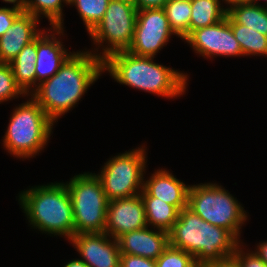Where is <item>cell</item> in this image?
Listing matches in <instances>:
<instances>
[{
    "label": "cell",
    "mask_w": 267,
    "mask_h": 267,
    "mask_svg": "<svg viewBox=\"0 0 267 267\" xmlns=\"http://www.w3.org/2000/svg\"><path fill=\"white\" fill-rule=\"evenodd\" d=\"M102 72L103 61L91 51H76L54 76L37 85L30 96L55 123L81 100Z\"/></svg>",
    "instance_id": "obj_1"
},
{
    "label": "cell",
    "mask_w": 267,
    "mask_h": 267,
    "mask_svg": "<svg viewBox=\"0 0 267 267\" xmlns=\"http://www.w3.org/2000/svg\"><path fill=\"white\" fill-rule=\"evenodd\" d=\"M153 59L129 51H119L103 61V72L108 71L119 84L168 99L183 95L188 75L155 63Z\"/></svg>",
    "instance_id": "obj_2"
},
{
    "label": "cell",
    "mask_w": 267,
    "mask_h": 267,
    "mask_svg": "<svg viewBox=\"0 0 267 267\" xmlns=\"http://www.w3.org/2000/svg\"><path fill=\"white\" fill-rule=\"evenodd\" d=\"M239 244L228 230L204 221L188 207L169 231V245L191 254L199 266L233 256Z\"/></svg>",
    "instance_id": "obj_3"
},
{
    "label": "cell",
    "mask_w": 267,
    "mask_h": 267,
    "mask_svg": "<svg viewBox=\"0 0 267 267\" xmlns=\"http://www.w3.org/2000/svg\"><path fill=\"white\" fill-rule=\"evenodd\" d=\"M19 202L31 227L68 240L74 235L72 202L64 183L29 188L19 194Z\"/></svg>",
    "instance_id": "obj_4"
},
{
    "label": "cell",
    "mask_w": 267,
    "mask_h": 267,
    "mask_svg": "<svg viewBox=\"0 0 267 267\" xmlns=\"http://www.w3.org/2000/svg\"><path fill=\"white\" fill-rule=\"evenodd\" d=\"M14 108L9 121L3 145L18 158L34 157L48 142L54 122L31 97Z\"/></svg>",
    "instance_id": "obj_5"
},
{
    "label": "cell",
    "mask_w": 267,
    "mask_h": 267,
    "mask_svg": "<svg viewBox=\"0 0 267 267\" xmlns=\"http://www.w3.org/2000/svg\"><path fill=\"white\" fill-rule=\"evenodd\" d=\"M187 207L204 221L228 230L239 242L247 220L244 208L225 188L214 183L189 186Z\"/></svg>",
    "instance_id": "obj_6"
},
{
    "label": "cell",
    "mask_w": 267,
    "mask_h": 267,
    "mask_svg": "<svg viewBox=\"0 0 267 267\" xmlns=\"http://www.w3.org/2000/svg\"><path fill=\"white\" fill-rule=\"evenodd\" d=\"M74 218V234L105 232L109 200L95 173H81L65 183Z\"/></svg>",
    "instance_id": "obj_7"
},
{
    "label": "cell",
    "mask_w": 267,
    "mask_h": 267,
    "mask_svg": "<svg viewBox=\"0 0 267 267\" xmlns=\"http://www.w3.org/2000/svg\"><path fill=\"white\" fill-rule=\"evenodd\" d=\"M144 148L145 146L136 148L110 158L102 167L101 174L96 175L109 201L134 197L142 192L147 163Z\"/></svg>",
    "instance_id": "obj_8"
},
{
    "label": "cell",
    "mask_w": 267,
    "mask_h": 267,
    "mask_svg": "<svg viewBox=\"0 0 267 267\" xmlns=\"http://www.w3.org/2000/svg\"><path fill=\"white\" fill-rule=\"evenodd\" d=\"M138 10L135 5L110 0L103 19L89 33L94 44L102 46V54L93 55L104 61L109 55L127 51L132 43ZM106 42L107 46L102 43Z\"/></svg>",
    "instance_id": "obj_9"
},
{
    "label": "cell",
    "mask_w": 267,
    "mask_h": 267,
    "mask_svg": "<svg viewBox=\"0 0 267 267\" xmlns=\"http://www.w3.org/2000/svg\"><path fill=\"white\" fill-rule=\"evenodd\" d=\"M172 34L175 33L163 8L138 10L132 43L127 51L137 56L155 57Z\"/></svg>",
    "instance_id": "obj_10"
},
{
    "label": "cell",
    "mask_w": 267,
    "mask_h": 267,
    "mask_svg": "<svg viewBox=\"0 0 267 267\" xmlns=\"http://www.w3.org/2000/svg\"><path fill=\"white\" fill-rule=\"evenodd\" d=\"M195 53L205 58L213 56H243L239 42L236 40L230 26V16L227 14L220 22L196 29L185 39Z\"/></svg>",
    "instance_id": "obj_11"
},
{
    "label": "cell",
    "mask_w": 267,
    "mask_h": 267,
    "mask_svg": "<svg viewBox=\"0 0 267 267\" xmlns=\"http://www.w3.org/2000/svg\"><path fill=\"white\" fill-rule=\"evenodd\" d=\"M70 241L89 267H120L119 241L106 232L74 234Z\"/></svg>",
    "instance_id": "obj_12"
},
{
    "label": "cell",
    "mask_w": 267,
    "mask_h": 267,
    "mask_svg": "<svg viewBox=\"0 0 267 267\" xmlns=\"http://www.w3.org/2000/svg\"><path fill=\"white\" fill-rule=\"evenodd\" d=\"M141 195L110 200L107 208L105 232L118 240L130 231L147 227Z\"/></svg>",
    "instance_id": "obj_13"
},
{
    "label": "cell",
    "mask_w": 267,
    "mask_h": 267,
    "mask_svg": "<svg viewBox=\"0 0 267 267\" xmlns=\"http://www.w3.org/2000/svg\"><path fill=\"white\" fill-rule=\"evenodd\" d=\"M53 31H45L37 37V58H36V83L48 80L54 76L60 67L73 54L68 52L56 35L61 36L64 30L60 27H52ZM54 32V33H52ZM51 33V34H50Z\"/></svg>",
    "instance_id": "obj_14"
},
{
    "label": "cell",
    "mask_w": 267,
    "mask_h": 267,
    "mask_svg": "<svg viewBox=\"0 0 267 267\" xmlns=\"http://www.w3.org/2000/svg\"><path fill=\"white\" fill-rule=\"evenodd\" d=\"M39 19L23 12L0 37V63H11L22 49L34 41L43 30H38Z\"/></svg>",
    "instance_id": "obj_15"
},
{
    "label": "cell",
    "mask_w": 267,
    "mask_h": 267,
    "mask_svg": "<svg viewBox=\"0 0 267 267\" xmlns=\"http://www.w3.org/2000/svg\"><path fill=\"white\" fill-rule=\"evenodd\" d=\"M118 241L121 254L156 260L169 246V232L160 229L155 232L147 226L125 233Z\"/></svg>",
    "instance_id": "obj_16"
},
{
    "label": "cell",
    "mask_w": 267,
    "mask_h": 267,
    "mask_svg": "<svg viewBox=\"0 0 267 267\" xmlns=\"http://www.w3.org/2000/svg\"><path fill=\"white\" fill-rule=\"evenodd\" d=\"M189 186L174 177L170 171L159 169L145 180L141 197H156L175 206L179 211L187 207Z\"/></svg>",
    "instance_id": "obj_17"
},
{
    "label": "cell",
    "mask_w": 267,
    "mask_h": 267,
    "mask_svg": "<svg viewBox=\"0 0 267 267\" xmlns=\"http://www.w3.org/2000/svg\"><path fill=\"white\" fill-rule=\"evenodd\" d=\"M37 38L26 45L10 63L16 84L29 96L36 84ZM34 87H33V86ZM33 87V88H32ZM30 90V91H29ZM29 94V95H28Z\"/></svg>",
    "instance_id": "obj_18"
},
{
    "label": "cell",
    "mask_w": 267,
    "mask_h": 267,
    "mask_svg": "<svg viewBox=\"0 0 267 267\" xmlns=\"http://www.w3.org/2000/svg\"><path fill=\"white\" fill-rule=\"evenodd\" d=\"M227 14L238 24L267 36V8L261 4L239 3L227 7Z\"/></svg>",
    "instance_id": "obj_19"
},
{
    "label": "cell",
    "mask_w": 267,
    "mask_h": 267,
    "mask_svg": "<svg viewBox=\"0 0 267 267\" xmlns=\"http://www.w3.org/2000/svg\"><path fill=\"white\" fill-rule=\"evenodd\" d=\"M146 213L148 227L169 232L179 216V210L159 198L141 197Z\"/></svg>",
    "instance_id": "obj_20"
},
{
    "label": "cell",
    "mask_w": 267,
    "mask_h": 267,
    "mask_svg": "<svg viewBox=\"0 0 267 267\" xmlns=\"http://www.w3.org/2000/svg\"><path fill=\"white\" fill-rule=\"evenodd\" d=\"M220 5L221 0H191L190 33L224 19L227 15V8Z\"/></svg>",
    "instance_id": "obj_21"
},
{
    "label": "cell",
    "mask_w": 267,
    "mask_h": 267,
    "mask_svg": "<svg viewBox=\"0 0 267 267\" xmlns=\"http://www.w3.org/2000/svg\"><path fill=\"white\" fill-rule=\"evenodd\" d=\"M163 9L172 31L184 40L190 34L191 0H168Z\"/></svg>",
    "instance_id": "obj_22"
},
{
    "label": "cell",
    "mask_w": 267,
    "mask_h": 267,
    "mask_svg": "<svg viewBox=\"0 0 267 267\" xmlns=\"http://www.w3.org/2000/svg\"><path fill=\"white\" fill-rule=\"evenodd\" d=\"M24 12L40 19L41 14L46 17L51 27L63 29L62 5H69V0H19ZM63 3V4H62Z\"/></svg>",
    "instance_id": "obj_23"
},
{
    "label": "cell",
    "mask_w": 267,
    "mask_h": 267,
    "mask_svg": "<svg viewBox=\"0 0 267 267\" xmlns=\"http://www.w3.org/2000/svg\"><path fill=\"white\" fill-rule=\"evenodd\" d=\"M230 26L234 33L236 40L242 49L243 56L264 55L267 57V36L259 34L244 25H238L230 17Z\"/></svg>",
    "instance_id": "obj_24"
},
{
    "label": "cell",
    "mask_w": 267,
    "mask_h": 267,
    "mask_svg": "<svg viewBox=\"0 0 267 267\" xmlns=\"http://www.w3.org/2000/svg\"><path fill=\"white\" fill-rule=\"evenodd\" d=\"M110 0H69L75 5L88 33L103 19Z\"/></svg>",
    "instance_id": "obj_25"
},
{
    "label": "cell",
    "mask_w": 267,
    "mask_h": 267,
    "mask_svg": "<svg viewBox=\"0 0 267 267\" xmlns=\"http://www.w3.org/2000/svg\"><path fill=\"white\" fill-rule=\"evenodd\" d=\"M155 262L157 267H199L191 254L170 245Z\"/></svg>",
    "instance_id": "obj_26"
},
{
    "label": "cell",
    "mask_w": 267,
    "mask_h": 267,
    "mask_svg": "<svg viewBox=\"0 0 267 267\" xmlns=\"http://www.w3.org/2000/svg\"><path fill=\"white\" fill-rule=\"evenodd\" d=\"M19 95L26 96L16 84L12 67L9 63H0V104L15 99Z\"/></svg>",
    "instance_id": "obj_27"
},
{
    "label": "cell",
    "mask_w": 267,
    "mask_h": 267,
    "mask_svg": "<svg viewBox=\"0 0 267 267\" xmlns=\"http://www.w3.org/2000/svg\"><path fill=\"white\" fill-rule=\"evenodd\" d=\"M13 4L12 8L0 7V37L6 33L14 21L24 12L19 0Z\"/></svg>",
    "instance_id": "obj_28"
},
{
    "label": "cell",
    "mask_w": 267,
    "mask_h": 267,
    "mask_svg": "<svg viewBox=\"0 0 267 267\" xmlns=\"http://www.w3.org/2000/svg\"><path fill=\"white\" fill-rule=\"evenodd\" d=\"M241 244H239L233 256L239 261L241 267H267V264L262 261L254 251H250L249 253L243 251L241 248Z\"/></svg>",
    "instance_id": "obj_29"
},
{
    "label": "cell",
    "mask_w": 267,
    "mask_h": 267,
    "mask_svg": "<svg viewBox=\"0 0 267 267\" xmlns=\"http://www.w3.org/2000/svg\"><path fill=\"white\" fill-rule=\"evenodd\" d=\"M120 267H157L153 259L144 258L137 255H120Z\"/></svg>",
    "instance_id": "obj_30"
},
{
    "label": "cell",
    "mask_w": 267,
    "mask_h": 267,
    "mask_svg": "<svg viewBox=\"0 0 267 267\" xmlns=\"http://www.w3.org/2000/svg\"><path fill=\"white\" fill-rule=\"evenodd\" d=\"M168 0H136L135 7L137 10L163 8Z\"/></svg>",
    "instance_id": "obj_31"
},
{
    "label": "cell",
    "mask_w": 267,
    "mask_h": 267,
    "mask_svg": "<svg viewBox=\"0 0 267 267\" xmlns=\"http://www.w3.org/2000/svg\"><path fill=\"white\" fill-rule=\"evenodd\" d=\"M199 267H241V266L239 264V261L234 256H230L221 259L217 262H213L207 265H202Z\"/></svg>",
    "instance_id": "obj_32"
},
{
    "label": "cell",
    "mask_w": 267,
    "mask_h": 267,
    "mask_svg": "<svg viewBox=\"0 0 267 267\" xmlns=\"http://www.w3.org/2000/svg\"><path fill=\"white\" fill-rule=\"evenodd\" d=\"M257 247L254 253L267 264V241L259 243Z\"/></svg>",
    "instance_id": "obj_33"
},
{
    "label": "cell",
    "mask_w": 267,
    "mask_h": 267,
    "mask_svg": "<svg viewBox=\"0 0 267 267\" xmlns=\"http://www.w3.org/2000/svg\"><path fill=\"white\" fill-rule=\"evenodd\" d=\"M64 267H89L82 259H73L69 261Z\"/></svg>",
    "instance_id": "obj_34"
},
{
    "label": "cell",
    "mask_w": 267,
    "mask_h": 267,
    "mask_svg": "<svg viewBox=\"0 0 267 267\" xmlns=\"http://www.w3.org/2000/svg\"><path fill=\"white\" fill-rule=\"evenodd\" d=\"M222 1H225L227 6L229 5L232 6V5L239 4V3H254L255 2V0H222Z\"/></svg>",
    "instance_id": "obj_35"
},
{
    "label": "cell",
    "mask_w": 267,
    "mask_h": 267,
    "mask_svg": "<svg viewBox=\"0 0 267 267\" xmlns=\"http://www.w3.org/2000/svg\"><path fill=\"white\" fill-rule=\"evenodd\" d=\"M120 1L127 2V3H130L132 5H135V3H136V0H120Z\"/></svg>",
    "instance_id": "obj_36"
},
{
    "label": "cell",
    "mask_w": 267,
    "mask_h": 267,
    "mask_svg": "<svg viewBox=\"0 0 267 267\" xmlns=\"http://www.w3.org/2000/svg\"><path fill=\"white\" fill-rule=\"evenodd\" d=\"M3 2H6V3H14V2H16L17 0H2Z\"/></svg>",
    "instance_id": "obj_37"
},
{
    "label": "cell",
    "mask_w": 267,
    "mask_h": 267,
    "mask_svg": "<svg viewBox=\"0 0 267 267\" xmlns=\"http://www.w3.org/2000/svg\"><path fill=\"white\" fill-rule=\"evenodd\" d=\"M257 1H259V0H255L254 4H258ZM264 1H266V5H263V6L264 7L266 6V8H267V0H264Z\"/></svg>",
    "instance_id": "obj_38"
}]
</instances>
